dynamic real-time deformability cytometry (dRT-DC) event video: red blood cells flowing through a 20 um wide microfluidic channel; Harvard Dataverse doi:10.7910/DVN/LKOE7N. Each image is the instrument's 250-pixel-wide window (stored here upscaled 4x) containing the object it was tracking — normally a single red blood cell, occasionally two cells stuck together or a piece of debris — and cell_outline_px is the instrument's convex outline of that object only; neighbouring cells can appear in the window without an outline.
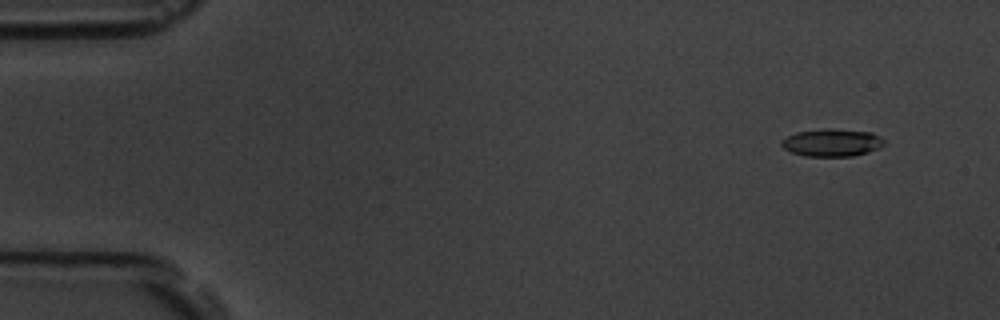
{"species": "common noctule bat (a hibernating species)", "species_latin": "Nyctalus noctula", "temperature_condition": "room temperature", "stored_images_in_passage": 11, "camera_frame_rate_fps": 3000, "um_per_image_px": 0.085, "animal": {"sex": "male", "body_mass_g": 19.5, "forearm_length_mm": 54.6}, "frame": {"image": 1, "passage_image": 2, "time_ms": 1.333, "image_size_px": [1000, 320], "cell_outline_px": [[884, 144], [868, 152], [852, 156], [804, 156], [792, 152], [784, 148], [780, 144], [780, 140], [796, 132], [824, 128], [832, 128], [872, 132], [884, 140]], "centroid_in_image_um": [70.68, 12.11], "position_along_channel_um": 14.3, "area_um2": 16.47}}
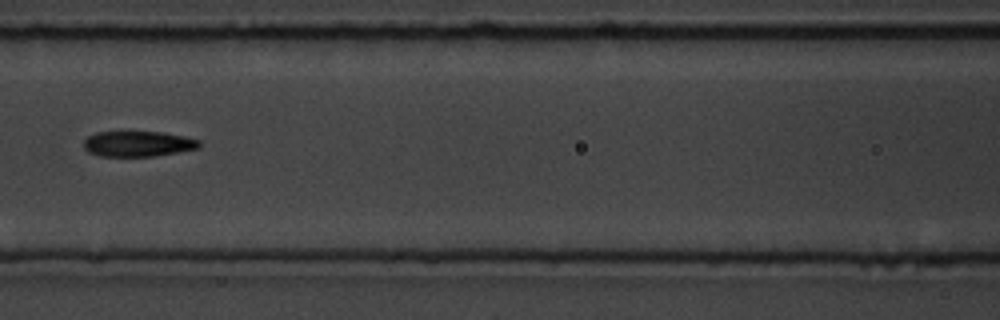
{"frame": {"image": 2, "passage_image": 8, "time_ms": 8.333, "image_size_px": [1000, 320], "cell_outline_px": [[200, 148], [152, 156], [100, 156], [88, 152], [84, 148], [84, 140], [88, 136], [96, 132], [120, 128], [164, 132], [184, 136], [200, 140]], "centroid_in_image_um": [11.67, 12.16], "position_along_channel_um": 154.9, "area_um2": 18.09}}
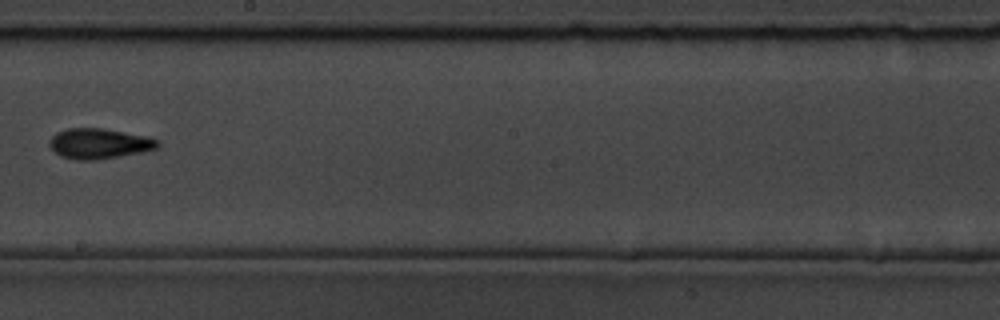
{"frame": {"image": 3, "passage_image": 10, "time_ms": 10.667, "image_size_px": [1000, 320], "cell_outline_px": [[160, 148], [120, 156], [92, 160], [80, 160], [60, 156], [48, 144], [52, 136], [56, 132], [68, 128], [104, 128], [148, 136], [160, 140]], "centroid_in_image_um": [8.47, 12.19], "position_along_channel_um": 239.7, "area_um2": 19.19}}